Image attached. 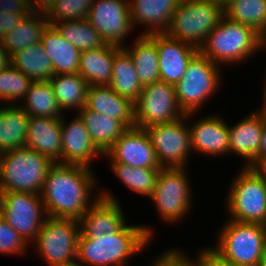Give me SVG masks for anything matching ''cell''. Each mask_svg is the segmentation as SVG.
<instances>
[{
	"label": "cell",
	"mask_w": 266,
	"mask_h": 266,
	"mask_svg": "<svg viewBox=\"0 0 266 266\" xmlns=\"http://www.w3.org/2000/svg\"><path fill=\"white\" fill-rule=\"evenodd\" d=\"M11 64V57L0 40V70L7 68Z\"/></svg>",
	"instance_id": "obj_45"
},
{
	"label": "cell",
	"mask_w": 266,
	"mask_h": 266,
	"mask_svg": "<svg viewBox=\"0 0 266 266\" xmlns=\"http://www.w3.org/2000/svg\"><path fill=\"white\" fill-rule=\"evenodd\" d=\"M224 16L225 9L212 0H181L165 33L200 48Z\"/></svg>",
	"instance_id": "obj_5"
},
{
	"label": "cell",
	"mask_w": 266,
	"mask_h": 266,
	"mask_svg": "<svg viewBox=\"0 0 266 266\" xmlns=\"http://www.w3.org/2000/svg\"><path fill=\"white\" fill-rule=\"evenodd\" d=\"M29 118L19 105L0 106V154L25 146Z\"/></svg>",
	"instance_id": "obj_27"
},
{
	"label": "cell",
	"mask_w": 266,
	"mask_h": 266,
	"mask_svg": "<svg viewBox=\"0 0 266 266\" xmlns=\"http://www.w3.org/2000/svg\"><path fill=\"white\" fill-rule=\"evenodd\" d=\"M110 163H122L138 168H161L151 140L142 128L127 129L103 155Z\"/></svg>",
	"instance_id": "obj_15"
},
{
	"label": "cell",
	"mask_w": 266,
	"mask_h": 266,
	"mask_svg": "<svg viewBox=\"0 0 266 266\" xmlns=\"http://www.w3.org/2000/svg\"><path fill=\"white\" fill-rule=\"evenodd\" d=\"M132 58L137 77L142 87L160 80L159 56L156 43L148 36H138L132 47H122Z\"/></svg>",
	"instance_id": "obj_28"
},
{
	"label": "cell",
	"mask_w": 266,
	"mask_h": 266,
	"mask_svg": "<svg viewBox=\"0 0 266 266\" xmlns=\"http://www.w3.org/2000/svg\"><path fill=\"white\" fill-rule=\"evenodd\" d=\"M41 43L52 61L54 75L78 73L81 51L64 39L54 26L46 27Z\"/></svg>",
	"instance_id": "obj_25"
},
{
	"label": "cell",
	"mask_w": 266,
	"mask_h": 266,
	"mask_svg": "<svg viewBox=\"0 0 266 266\" xmlns=\"http://www.w3.org/2000/svg\"><path fill=\"white\" fill-rule=\"evenodd\" d=\"M225 15L261 35L266 29V0H234L225 9Z\"/></svg>",
	"instance_id": "obj_36"
},
{
	"label": "cell",
	"mask_w": 266,
	"mask_h": 266,
	"mask_svg": "<svg viewBox=\"0 0 266 266\" xmlns=\"http://www.w3.org/2000/svg\"><path fill=\"white\" fill-rule=\"evenodd\" d=\"M185 168H161L149 197L165 222L180 221L191 209L192 190Z\"/></svg>",
	"instance_id": "obj_10"
},
{
	"label": "cell",
	"mask_w": 266,
	"mask_h": 266,
	"mask_svg": "<svg viewBox=\"0 0 266 266\" xmlns=\"http://www.w3.org/2000/svg\"><path fill=\"white\" fill-rule=\"evenodd\" d=\"M11 65L33 81L49 80L54 75L52 61L41 42L14 53Z\"/></svg>",
	"instance_id": "obj_32"
},
{
	"label": "cell",
	"mask_w": 266,
	"mask_h": 266,
	"mask_svg": "<svg viewBox=\"0 0 266 266\" xmlns=\"http://www.w3.org/2000/svg\"><path fill=\"white\" fill-rule=\"evenodd\" d=\"M259 266H266V248L263 251V255L261 257L260 265Z\"/></svg>",
	"instance_id": "obj_51"
},
{
	"label": "cell",
	"mask_w": 266,
	"mask_h": 266,
	"mask_svg": "<svg viewBox=\"0 0 266 266\" xmlns=\"http://www.w3.org/2000/svg\"><path fill=\"white\" fill-rule=\"evenodd\" d=\"M25 146L61 164V117H30Z\"/></svg>",
	"instance_id": "obj_21"
},
{
	"label": "cell",
	"mask_w": 266,
	"mask_h": 266,
	"mask_svg": "<svg viewBox=\"0 0 266 266\" xmlns=\"http://www.w3.org/2000/svg\"><path fill=\"white\" fill-rule=\"evenodd\" d=\"M61 117V164L81 165L90 168L94 157L101 152L92 143L89 133L79 115L65 123Z\"/></svg>",
	"instance_id": "obj_18"
},
{
	"label": "cell",
	"mask_w": 266,
	"mask_h": 266,
	"mask_svg": "<svg viewBox=\"0 0 266 266\" xmlns=\"http://www.w3.org/2000/svg\"><path fill=\"white\" fill-rule=\"evenodd\" d=\"M54 163L26 146L0 154V191L40 195L45 177Z\"/></svg>",
	"instance_id": "obj_4"
},
{
	"label": "cell",
	"mask_w": 266,
	"mask_h": 266,
	"mask_svg": "<svg viewBox=\"0 0 266 266\" xmlns=\"http://www.w3.org/2000/svg\"><path fill=\"white\" fill-rule=\"evenodd\" d=\"M266 182V157L259 159L252 167Z\"/></svg>",
	"instance_id": "obj_46"
},
{
	"label": "cell",
	"mask_w": 266,
	"mask_h": 266,
	"mask_svg": "<svg viewBox=\"0 0 266 266\" xmlns=\"http://www.w3.org/2000/svg\"><path fill=\"white\" fill-rule=\"evenodd\" d=\"M191 150L203 155H223L229 153V128L219 115L201 118L191 126Z\"/></svg>",
	"instance_id": "obj_19"
},
{
	"label": "cell",
	"mask_w": 266,
	"mask_h": 266,
	"mask_svg": "<svg viewBox=\"0 0 266 266\" xmlns=\"http://www.w3.org/2000/svg\"><path fill=\"white\" fill-rule=\"evenodd\" d=\"M30 13L0 12V39L14 27L19 25Z\"/></svg>",
	"instance_id": "obj_41"
},
{
	"label": "cell",
	"mask_w": 266,
	"mask_h": 266,
	"mask_svg": "<svg viewBox=\"0 0 266 266\" xmlns=\"http://www.w3.org/2000/svg\"><path fill=\"white\" fill-rule=\"evenodd\" d=\"M181 0H129L132 25L144 24L142 35L165 33Z\"/></svg>",
	"instance_id": "obj_23"
},
{
	"label": "cell",
	"mask_w": 266,
	"mask_h": 266,
	"mask_svg": "<svg viewBox=\"0 0 266 266\" xmlns=\"http://www.w3.org/2000/svg\"><path fill=\"white\" fill-rule=\"evenodd\" d=\"M79 219L80 233L90 238L117 233L125 224V216L116 197L105 190Z\"/></svg>",
	"instance_id": "obj_16"
},
{
	"label": "cell",
	"mask_w": 266,
	"mask_h": 266,
	"mask_svg": "<svg viewBox=\"0 0 266 266\" xmlns=\"http://www.w3.org/2000/svg\"><path fill=\"white\" fill-rule=\"evenodd\" d=\"M263 108H261V110H257L264 118H266V85L265 88L263 90Z\"/></svg>",
	"instance_id": "obj_48"
},
{
	"label": "cell",
	"mask_w": 266,
	"mask_h": 266,
	"mask_svg": "<svg viewBox=\"0 0 266 266\" xmlns=\"http://www.w3.org/2000/svg\"><path fill=\"white\" fill-rule=\"evenodd\" d=\"M264 117L256 110L229 128V153L246 159L247 167H252L259 160V148Z\"/></svg>",
	"instance_id": "obj_20"
},
{
	"label": "cell",
	"mask_w": 266,
	"mask_h": 266,
	"mask_svg": "<svg viewBox=\"0 0 266 266\" xmlns=\"http://www.w3.org/2000/svg\"><path fill=\"white\" fill-rule=\"evenodd\" d=\"M214 3L226 9L234 0H212Z\"/></svg>",
	"instance_id": "obj_49"
},
{
	"label": "cell",
	"mask_w": 266,
	"mask_h": 266,
	"mask_svg": "<svg viewBox=\"0 0 266 266\" xmlns=\"http://www.w3.org/2000/svg\"><path fill=\"white\" fill-rule=\"evenodd\" d=\"M112 172L130 190L140 195L151 196L161 168H138L122 163H111Z\"/></svg>",
	"instance_id": "obj_35"
},
{
	"label": "cell",
	"mask_w": 266,
	"mask_h": 266,
	"mask_svg": "<svg viewBox=\"0 0 266 266\" xmlns=\"http://www.w3.org/2000/svg\"><path fill=\"white\" fill-rule=\"evenodd\" d=\"M121 47L104 44L80 53L78 73L89 86H108L113 69V59Z\"/></svg>",
	"instance_id": "obj_24"
},
{
	"label": "cell",
	"mask_w": 266,
	"mask_h": 266,
	"mask_svg": "<svg viewBox=\"0 0 266 266\" xmlns=\"http://www.w3.org/2000/svg\"><path fill=\"white\" fill-rule=\"evenodd\" d=\"M52 26L81 52L97 49L105 44L99 32L86 19L53 23Z\"/></svg>",
	"instance_id": "obj_34"
},
{
	"label": "cell",
	"mask_w": 266,
	"mask_h": 266,
	"mask_svg": "<svg viewBox=\"0 0 266 266\" xmlns=\"http://www.w3.org/2000/svg\"><path fill=\"white\" fill-rule=\"evenodd\" d=\"M112 77L108 84L120 96L135 103L143 89L140 84L132 58L122 48L113 59Z\"/></svg>",
	"instance_id": "obj_31"
},
{
	"label": "cell",
	"mask_w": 266,
	"mask_h": 266,
	"mask_svg": "<svg viewBox=\"0 0 266 266\" xmlns=\"http://www.w3.org/2000/svg\"><path fill=\"white\" fill-rule=\"evenodd\" d=\"M262 226H263L264 232L266 234V218H265V221L262 223Z\"/></svg>",
	"instance_id": "obj_53"
},
{
	"label": "cell",
	"mask_w": 266,
	"mask_h": 266,
	"mask_svg": "<svg viewBox=\"0 0 266 266\" xmlns=\"http://www.w3.org/2000/svg\"><path fill=\"white\" fill-rule=\"evenodd\" d=\"M33 80L11 64L0 70V101L15 102L25 99ZM1 105V103H0Z\"/></svg>",
	"instance_id": "obj_37"
},
{
	"label": "cell",
	"mask_w": 266,
	"mask_h": 266,
	"mask_svg": "<svg viewBox=\"0 0 266 266\" xmlns=\"http://www.w3.org/2000/svg\"><path fill=\"white\" fill-rule=\"evenodd\" d=\"M218 232V243L211 249L224 260L239 266H259L266 248L262 224L228 220Z\"/></svg>",
	"instance_id": "obj_6"
},
{
	"label": "cell",
	"mask_w": 266,
	"mask_h": 266,
	"mask_svg": "<svg viewBox=\"0 0 266 266\" xmlns=\"http://www.w3.org/2000/svg\"><path fill=\"white\" fill-rule=\"evenodd\" d=\"M29 246L26 241L4 220L0 224V253L24 254Z\"/></svg>",
	"instance_id": "obj_39"
},
{
	"label": "cell",
	"mask_w": 266,
	"mask_h": 266,
	"mask_svg": "<svg viewBox=\"0 0 266 266\" xmlns=\"http://www.w3.org/2000/svg\"><path fill=\"white\" fill-rule=\"evenodd\" d=\"M49 82L61 111L86 105L88 82L79 73L53 75Z\"/></svg>",
	"instance_id": "obj_30"
},
{
	"label": "cell",
	"mask_w": 266,
	"mask_h": 266,
	"mask_svg": "<svg viewBox=\"0 0 266 266\" xmlns=\"http://www.w3.org/2000/svg\"><path fill=\"white\" fill-rule=\"evenodd\" d=\"M94 0H56L45 13L49 25L86 19Z\"/></svg>",
	"instance_id": "obj_38"
},
{
	"label": "cell",
	"mask_w": 266,
	"mask_h": 266,
	"mask_svg": "<svg viewBox=\"0 0 266 266\" xmlns=\"http://www.w3.org/2000/svg\"><path fill=\"white\" fill-rule=\"evenodd\" d=\"M4 216H3V213H2V210L0 208V224L4 221Z\"/></svg>",
	"instance_id": "obj_52"
},
{
	"label": "cell",
	"mask_w": 266,
	"mask_h": 266,
	"mask_svg": "<svg viewBox=\"0 0 266 266\" xmlns=\"http://www.w3.org/2000/svg\"><path fill=\"white\" fill-rule=\"evenodd\" d=\"M151 230L148 226L126 223L117 233L98 238L80 233L76 266H125L129 257L144 250L152 240Z\"/></svg>",
	"instance_id": "obj_2"
},
{
	"label": "cell",
	"mask_w": 266,
	"mask_h": 266,
	"mask_svg": "<svg viewBox=\"0 0 266 266\" xmlns=\"http://www.w3.org/2000/svg\"><path fill=\"white\" fill-rule=\"evenodd\" d=\"M90 169L60 163H54L49 168L40 194L48 217L79 220L100 197L91 200L94 192L91 190L98 183Z\"/></svg>",
	"instance_id": "obj_1"
},
{
	"label": "cell",
	"mask_w": 266,
	"mask_h": 266,
	"mask_svg": "<svg viewBox=\"0 0 266 266\" xmlns=\"http://www.w3.org/2000/svg\"><path fill=\"white\" fill-rule=\"evenodd\" d=\"M195 116L187 113L168 123L150 125L145 129L161 168L185 167L191 154L189 125L185 120Z\"/></svg>",
	"instance_id": "obj_11"
},
{
	"label": "cell",
	"mask_w": 266,
	"mask_h": 266,
	"mask_svg": "<svg viewBox=\"0 0 266 266\" xmlns=\"http://www.w3.org/2000/svg\"><path fill=\"white\" fill-rule=\"evenodd\" d=\"M261 49V35L252 27L226 15L208 35L199 51L217 65L236 64L251 58Z\"/></svg>",
	"instance_id": "obj_3"
},
{
	"label": "cell",
	"mask_w": 266,
	"mask_h": 266,
	"mask_svg": "<svg viewBox=\"0 0 266 266\" xmlns=\"http://www.w3.org/2000/svg\"><path fill=\"white\" fill-rule=\"evenodd\" d=\"M262 48H266V29L265 31L261 34V50Z\"/></svg>",
	"instance_id": "obj_50"
},
{
	"label": "cell",
	"mask_w": 266,
	"mask_h": 266,
	"mask_svg": "<svg viewBox=\"0 0 266 266\" xmlns=\"http://www.w3.org/2000/svg\"><path fill=\"white\" fill-rule=\"evenodd\" d=\"M79 220L47 217L34 241L49 266H76Z\"/></svg>",
	"instance_id": "obj_9"
},
{
	"label": "cell",
	"mask_w": 266,
	"mask_h": 266,
	"mask_svg": "<svg viewBox=\"0 0 266 266\" xmlns=\"http://www.w3.org/2000/svg\"><path fill=\"white\" fill-rule=\"evenodd\" d=\"M48 25L45 13L32 11L19 25L1 37V43L11 57L26 47L40 43Z\"/></svg>",
	"instance_id": "obj_29"
},
{
	"label": "cell",
	"mask_w": 266,
	"mask_h": 266,
	"mask_svg": "<svg viewBox=\"0 0 266 266\" xmlns=\"http://www.w3.org/2000/svg\"><path fill=\"white\" fill-rule=\"evenodd\" d=\"M0 208L5 221L27 244L36 240L48 217L41 195L28 192L0 191Z\"/></svg>",
	"instance_id": "obj_12"
},
{
	"label": "cell",
	"mask_w": 266,
	"mask_h": 266,
	"mask_svg": "<svg viewBox=\"0 0 266 266\" xmlns=\"http://www.w3.org/2000/svg\"><path fill=\"white\" fill-rule=\"evenodd\" d=\"M227 210L230 220L262 224L266 218V182L251 167L244 166L230 186Z\"/></svg>",
	"instance_id": "obj_8"
},
{
	"label": "cell",
	"mask_w": 266,
	"mask_h": 266,
	"mask_svg": "<svg viewBox=\"0 0 266 266\" xmlns=\"http://www.w3.org/2000/svg\"><path fill=\"white\" fill-rule=\"evenodd\" d=\"M181 252V250L178 251L176 249L168 250L160 254L161 256H157L158 258L153 261L152 266H202L201 254L198 253L197 260L193 261Z\"/></svg>",
	"instance_id": "obj_40"
},
{
	"label": "cell",
	"mask_w": 266,
	"mask_h": 266,
	"mask_svg": "<svg viewBox=\"0 0 266 266\" xmlns=\"http://www.w3.org/2000/svg\"><path fill=\"white\" fill-rule=\"evenodd\" d=\"M77 112H80L78 115L83 120L92 143L102 153V156L127 130L119 120L90 110L85 106Z\"/></svg>",
	"instance_id": "obj_26"
},
{
	"label": "cell",
	"mask_w": 266,
	"mask_h": 266,
	"mask_svg": "<svg viewBox=\"0 0 266 266\" xmlns=\"http://www.w3.org/2000/svg\"><path fill=\"white\" fill-rule=\"evenodd\" d=\"M31 13L29 0H0V12Z\"/></svg>",
	"instance_id": "obj_42"
},
{
	"label": "cell",
	"mask_w": 266,
	"mask_h": 266,
	"mask_svg": "<svg viewBox=\"0 0 266 266\" xmlns=\"http://www.w3.org/2000/svg\"><path fill=\"white\" fill-rule=\"evenodd\" d=\"M266 157V118H264L261 143L259 148V159Z\"/></svg>",
	"instance_id": "obj_47"
},
{
	"label": "cell",
	"mask_w": 266,
	"mask_h": 266,
	"mask_svg": "<svg viewBox=\"0 0 266 266\" xmlns=\"http://www.w3.org/2000/svg\"><path fill=\"white\" fill-rule=\"evenodd\" d=\"M135 107V127L175 121L185 114L177 101L173 84L157 81L143 87Z\"/></svg>",
	"instance_id": "obj_13"
},
{
	"label": "cell",
	"mask_w": 266,
	"mask_h": 266,
	"mask_svg": "<svg viewBox=\"0 0 266 266\" xmlns=\"http://www.w3.org/2000/svg\"><path fill=\"white\" fill-rule=\"evenodd\" d=\"M148 36L157 46L160 81L175 86L184 75L191 59L199 52V48L171 38L166 33H152Z\"/></svg>",
	"instance_id": "obj_17"
},
{
	"label": "cell",
	"mask_w": 266,
	"mask_h": 266,
	"mask_svg": "<svg viewBox=\"0 0 266 266\" xmlns=\"http://www.w3.org/2000/svg\"><path fill=\"white\" fill-rule=\"evenodd\" d=\"M85 107L119 120L127 129L135 127L134 103L109 86H89Z\"/></svg>",
	"instance_id": "obj_22"
},
{
	"label": "cell",
	"mask_w": 266,
	"mask_h": 266,
	"mask_svg": "<svg viewBox=\"0 0 266 266\" xmlns=\"http://www.w3.org/2000/svg\"><path fill=\"white\" fill-rule=\"evenodd\" d=\"M220 68L200 51L191 59L175 85L177 101L184 114L196 113L219 89L222 81Z\"/></svg>",
	"instance_id": "obj_7"
},
{
	"label": "cell",
	"mask_w": 266,
	"mask_h": 266,
	"mask_svg": "<svg viewBox=\"0 0 266 266\" xmlns=\"http://www.w3.org/2000/svg\"><path fill=\"white\" fill-rule=\"evenodd\" d=\"M199 252L201 254L202 266H239L228 262L218 256L211 248L205 247Z\"/></svg>",
	"instance_id": "obj_43"
},
{
	"label": "cell",
	"mask_w": 266,
	"mask_h": 266,
	"mask_svg": "<svg viewBox=\"0 0 266 266\" xmlns=\"http://www.w3.org/2000/svg\"><path fill=\"white\" fill-rule=\"evenodd\" d=\"M20 106L30 117H62L49 80L33 81Z\"/></svg>",
	"instance_id": "obj_33"
},
{
	"label": "cell",
	"mask_w": 266,
	"mask_h": 266,
	"mask_svg": "<svg viewBox=\"0 0 266 266\" xmlns=\"http://www.w3.org/2000/svg\"><path fill=\"white\" fill-rule=\"evenodd\" d=\"M56 0H29L31 10L46 13Z\"/></svg>",
	"instance_id": "obj_44"
},
{
	"label": "cell",
	"mask_w": 266,
	"mask_h": 266,
	"mask_svg": "<svg viewBox=\"0 0 266 266\" xmlns=\"http://www.w3.org/2000/svg\"><path fill=\"white\" fill-rule=\"evenodd\" d=\"M86 20L99 32L105 44L121 48L134 29L127 0H94Z\"/></svg>",
	"instance_id": "obj_14"
}]
</instances>
